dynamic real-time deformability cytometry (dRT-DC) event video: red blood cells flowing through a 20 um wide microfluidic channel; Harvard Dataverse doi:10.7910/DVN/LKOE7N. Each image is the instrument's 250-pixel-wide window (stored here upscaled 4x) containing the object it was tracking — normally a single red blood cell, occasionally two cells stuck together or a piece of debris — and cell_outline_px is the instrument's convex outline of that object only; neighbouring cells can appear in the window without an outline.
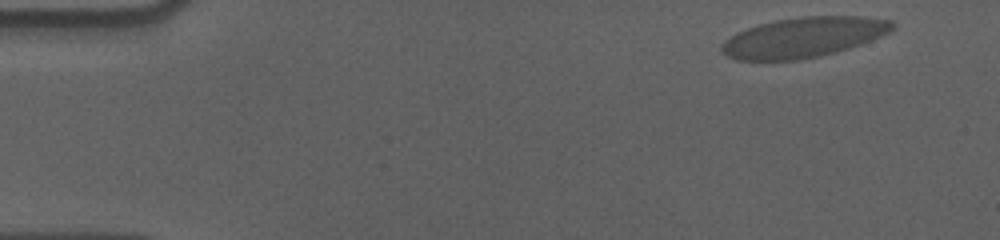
{"species": "human", "species_latin": "Homo sapiens", "temperature_condition": "cold", "stored_images_in_passage": 55, "camera_frame_rate_fps": 3000, "um_per_image_px": 0.085, "donor": {"sex": "male"}, "frame": {"image": 1, "passage_image": 2, "time_ms": 0.333, "image_size_px": [1000, 240], "cell_outline_px": [[896, 24], [888, 32], [880, 36], [860, 44], [848, 48], [820, 56], [800, 60], [736, 60], [728, 56], [720, 48], [732, 36], [748, 28], [760, 24], [776, 20], [804, 16], [856, 16], [892, 20]], "centroid_in_image_um": [68.33, 3.17], "position_along_channel_um": 16.7, "area_um2": 39.25}}
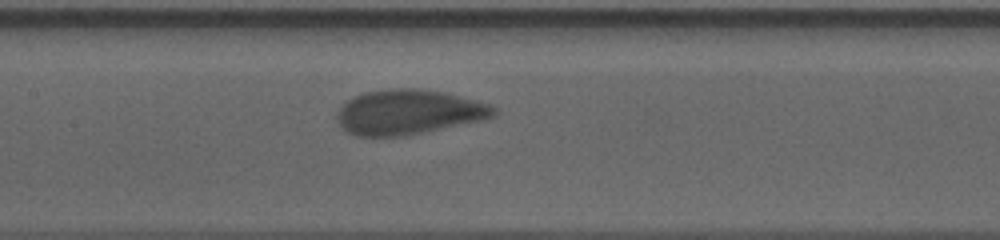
{"frame": {"image": 2, "passage_image": 25, "time_ms": 8.0, "image_size_px": [1000, 240], "cell_outline_px": [[496, 112], [492, 116], [480, 120], [408, 136], [356, 136], [348, 132], [340, 124], [340, 108], [348, 100], [364, 92], [392, 88], [420, 88], [444, 92], [460, 96], [488, 104], [496, 108]], "centroid_in_image_um": [34.75, 9.52], "position_along_channel_um": 172.7, "area_um2": 40.4}}
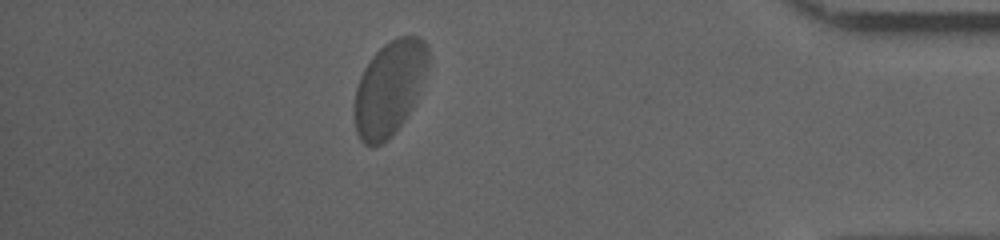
{"frame": {"image": 3, "passage_image": 48, "time_ms": 15.667, "image_size_px": [1000, 240], "cell_outline_px": [[428, 64], [416, 100], [412, 108], [404, 120], [392, 136], [380, 144], [372, 148], [364, 144], [360, 140], [356, 132], [356, 88], [360, 76], [364, 68], [372, 56], [384, 44], [396, 36], [420, 36], [428, 44]], "centroid_in_image_um": [33.12, 7.48], "position_along_channel_um": 402.1, "area_um2": 40.46}, "authors_computed_cell_mechanics": {"area_um2": 40.2866, "velocity_mm_per_s": 3.5114, "shape_relaxation_time_tau1_ms": 2.65, "shape_relaxation_time_tau2_ms": null, "deformation_change_tau1": 0.0816, "deformation_change_tau2": null}}